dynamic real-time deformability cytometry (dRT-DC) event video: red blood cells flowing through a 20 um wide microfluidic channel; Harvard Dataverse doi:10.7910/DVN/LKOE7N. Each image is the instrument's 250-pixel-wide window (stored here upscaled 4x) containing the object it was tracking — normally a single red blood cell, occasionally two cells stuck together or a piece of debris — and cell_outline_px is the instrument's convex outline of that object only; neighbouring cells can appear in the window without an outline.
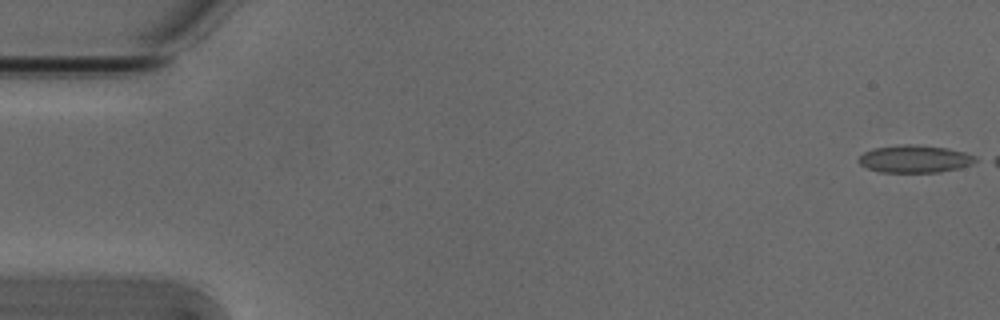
{"species": "Egyptian fruit bat (a non-hibernating species)", "species_latin": "Rousettus aegyptiacus", "temperature_condition": "cold", "stored_images_in_passage": 9, "camera_frame_rate_fps": 3000, "um_per_image_px": 0.085, "animal": {"sex": "male"}, "frame": {"image": 1, "passage_image": 1, "time_ms": 0.0, "image_size_px": [1000, 320], "cell_outline_px": [[980, 160], [972, 164], [960, 168], [940, 172], [880, 172], [868, 168], [860, 164], [856, 160], [864, 152], [872, 148], [904, 144], [912, 144], [948, 148], [964, 152], [976, 156]], "centroid_in_image_um": [77.78, 13.51], "position_along_channel_um": 7.2, "area_um2": 18.9}}
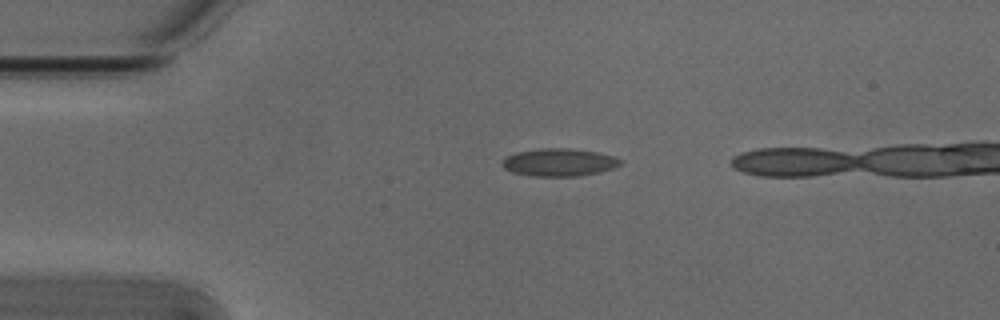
{"frame": {"image": 2, "passage_image": 4, "time_ms": 1.0, "image_size_px": [1000, 320], "cell_outline_px": [[624, 164], [600, 172], [580, 176], [532, 176], [512, 172], [504, 168], [500, 164], [500, 160], [516, 152], [540, 148], [568, 148], [600, 152], [624, 160]], "centroid_in_image_um": [47.54, 13.79], "position_along_channel_um": 37.5, "area_um2": 19.36}}